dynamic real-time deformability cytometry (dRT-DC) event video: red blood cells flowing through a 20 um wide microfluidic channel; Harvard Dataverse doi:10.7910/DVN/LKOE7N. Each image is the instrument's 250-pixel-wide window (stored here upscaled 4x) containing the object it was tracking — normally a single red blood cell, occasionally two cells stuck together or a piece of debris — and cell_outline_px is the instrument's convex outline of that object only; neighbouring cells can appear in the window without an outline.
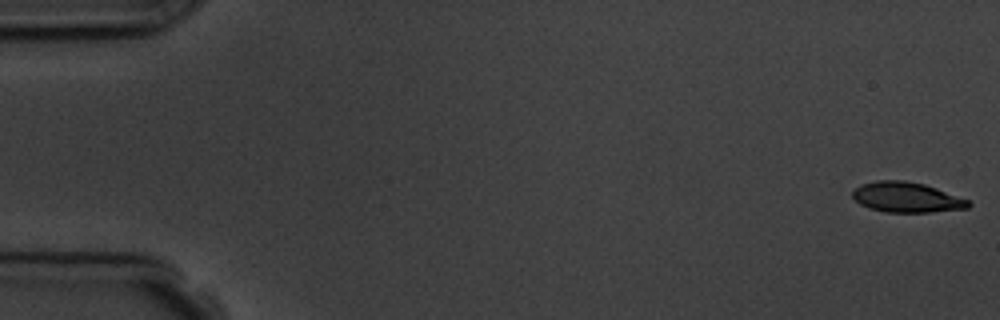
{"species": "common noctule bat (a hibernating species)", "species_latin": "Nyctalus noctula", "temperature_condition": "room temperature", "stored_images_in_passage": 7, "camera_frame_rate_fps": 3000, "um_per_image_px": 0.085, "animal": {"sex": "male", "body_mass_g": 19.5, "forearm_length_mm": 54.6}, "frame": {"image": 1, "passage_image": 1, "time_ms": 0.0, "image_size_px": [1000, 320], "cell_outline_px": [[972, 204], [968, 208], [932, 212], [884, 212], [868, 208], [860, 204], [852, 196], [852, 192], [856, 188], [864, 184], [876, 180], [904, 180], [924, 184], [936, 188], [968, 200]], "centroid_in_image_um": [77.06, 16.78], "position_along_channel_um": 7.9, "area_um2": 20.29}}
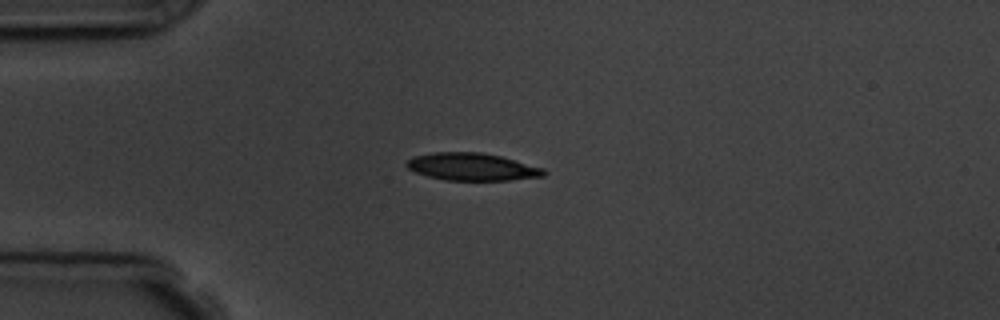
{"frame": {"image": 2, "passage_image": 5, "time_ms": 4.333, "image_size_px": [1000, 320], "cell_outline_px": [[548, 172], [544, 176], [508, 180], [444, 180], [428, 176], [416, 172], [408, 168], [404, 164], [412, 156], [432, 152], [480, 152], [500, 156], [544, 168]], "centroid_in_image_um": [40.11, 14.17], "position_along_channel_um": 44.9, "area_um2": 21.96}}
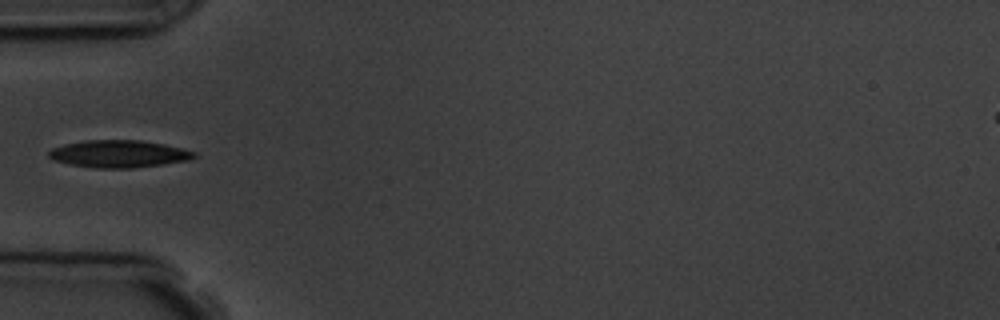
{"frame": {"image": 3, "passage_image": 6, "time_ms": 5.667, "image_size_px": [1000, 320], "cell_outline_px": [[200, 156], [188, 160], [164, 164], [132, 168], [96, 168], [72, 164], [52, 160], [48, 156], [48, 152], [52, 148], [64, 144], [84, 140], [140, 140], [164, 144], [196, 152]], "centroid_in_image_um": [10.11, 13.07], "position_along_channel_um": 74.9, "area_um2": 23.18}}